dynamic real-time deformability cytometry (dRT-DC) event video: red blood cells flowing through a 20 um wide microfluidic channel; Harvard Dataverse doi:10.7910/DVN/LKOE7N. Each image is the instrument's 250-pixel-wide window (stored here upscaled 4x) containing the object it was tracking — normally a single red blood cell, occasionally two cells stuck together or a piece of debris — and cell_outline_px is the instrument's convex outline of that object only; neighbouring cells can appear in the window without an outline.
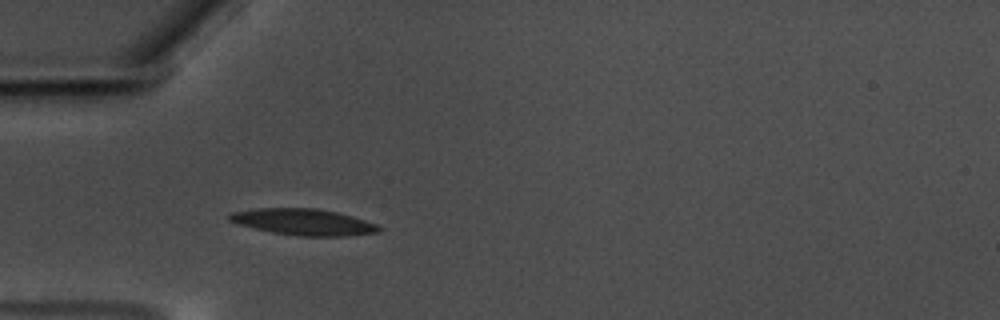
{"species": "common noctule bat (a hibernating species)", "species_latin": "Nyctalus noctula", "temperature_condition": "warm", "stored_images_in_passage": 39, "camera_frame_rate_fps": 3000, "um_per_image_px": 0.085, "animal": {"sex": "male", "body_mass_g": 17.5, "forearm_length_mm": 52.3}, "frame": {"image": 1, "passage_image": 1, "time_ms": 0.0, "image_size_px": [1000, 320], "cell_outline_px": [[384, 228], [380, 232], [344, 236], [300, 236], [272, 232], [240, 224], [228, 220], [228, 216], [232, 212], [260, 208], [316, 208], [336, 212], [352, 216], [376, 224]], "centroid_in_image_um": [25.84, 18.87], "position_along_channel_um": 59.2, "area_um2": 22.72}}
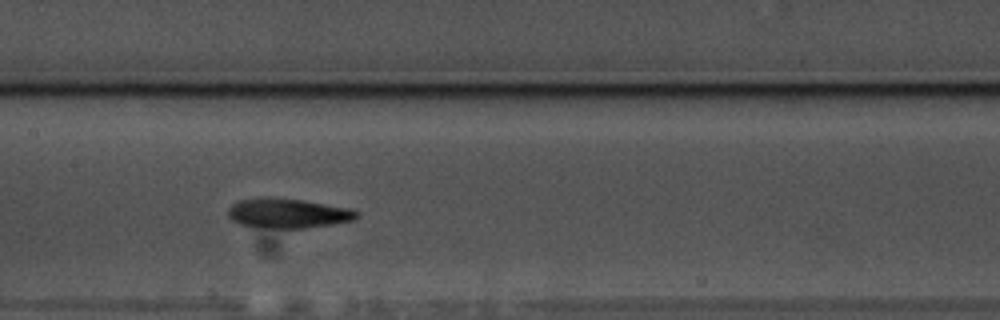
{"frame": {"image": 2, "passage_image": 12, "time_ms": 3.667, "image_size_px": [1000, 320], "cell_outline_px": [[360, 216], [352, 220], [332, 224], [304, 228], [272, 228], [240, 224], [232, 220], [228, 216], [228, 208], [232, 204], [240, 200], [304, 200], [348, 208], [360, 212]], "centroid_in_image_um": [24.53, 18.16], "position_along_channel_um": 182.9, "area_um2": 21.33}}
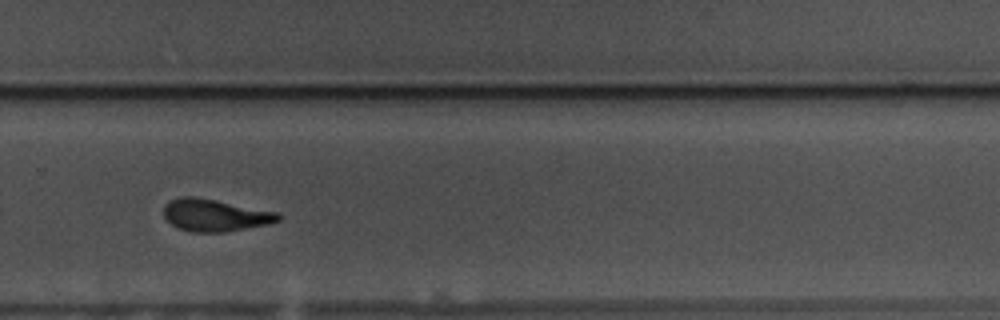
{"frame": {"image": 3, "passage_image": 23, "time_ms": 7.333, "image_size_px": [1000, 320], "cell_outline_px": [[280, 220], [268, 224], [224, 232], [192, 232], [180, 228], [172, 224], [164, 216], [164, 204], [180, 196], [192, 196], [216, 200], [276, 212], [280, 216]], "centroid_in_image_um": [18.25, 18.29], "position_along_channel_um": 311.6, "area_um2": 21.15}, "authors_computed_cell_mechanics": {"area_um2": 21.4438, "velocity_mm_per_s": 3.5206, "shape_relaxation_time_tau1_ms": 4.9633, "shape_relaxation_time_tau2_ms": 1.8784, "deformation_change_tau1": 0.1794, "deformation_change_tau2": 0.0973}}